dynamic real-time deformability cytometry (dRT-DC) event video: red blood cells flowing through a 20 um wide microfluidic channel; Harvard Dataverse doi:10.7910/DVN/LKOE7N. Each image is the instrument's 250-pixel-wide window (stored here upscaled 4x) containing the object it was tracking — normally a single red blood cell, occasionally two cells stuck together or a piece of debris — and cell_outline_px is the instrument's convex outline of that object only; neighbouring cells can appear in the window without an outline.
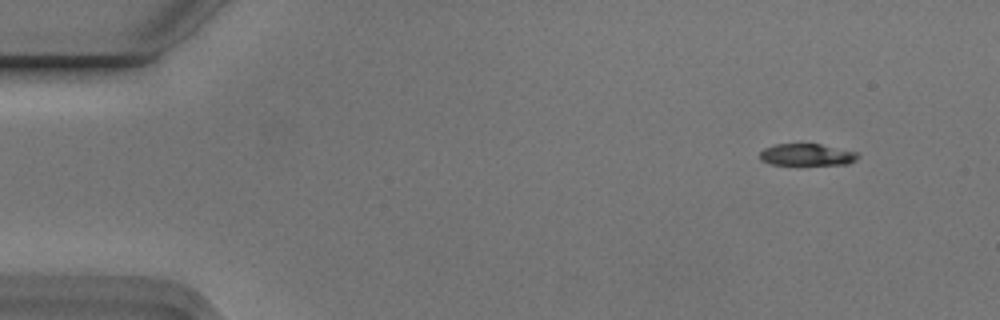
{"species": "Egyptian fruit bat (a non-hibernating species)", "species_latin": "Rousettus aegyptiacus", "temperature_condition": "cold", "stored_images_in_passage": 5, "camera_frame_rate_fps": 3000, "um_per_image_px": 0.085, "animal": {"sex": "male"}, "frame": {"image": 1, "passage_image": 5, "time_ms": 1.333, "image_size_px": [1000, 320], "cell_outline_px": [[860, 156], [856, 160], [848, 164], [772, 164], [760, 160], [760, 152], [764, 148], [776, 144], [820, 144], [860, 152]], "centroid_in_image_um": [68.63, 13.14], "position_along_channel_um": 16.4, "area_um2": 12.48}}